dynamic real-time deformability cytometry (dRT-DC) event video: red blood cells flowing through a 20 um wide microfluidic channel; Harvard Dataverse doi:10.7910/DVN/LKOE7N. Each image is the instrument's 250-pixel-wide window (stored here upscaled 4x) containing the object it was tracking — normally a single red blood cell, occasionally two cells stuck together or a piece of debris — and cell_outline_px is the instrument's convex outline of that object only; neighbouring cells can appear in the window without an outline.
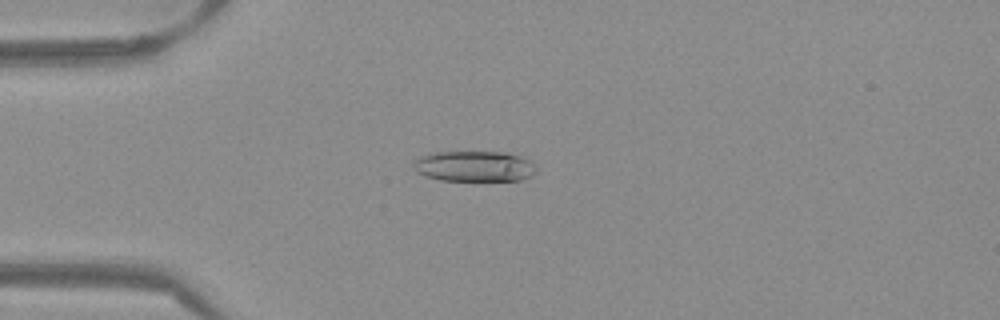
{"species": "Egyptian fruit bat (a non-hibernating species)", "species_latin": "Rousettus aegyptiacus", "temperature_condition": "warm", "stored_images_in_passage": 53, "camera_frame_rate_fps": 3000, "um_per_image_px": 0.085, "frame": {"image": 1, "passage_image": 14, "time_ms": 4.333, "image_size_px": [1000, 320], "cell_outline_px": [[536, 172], [532, 176], [520, 180], [440, 180], [424, 176], [416, 172], [412, 168], [412, 164], [420, 156], [428, 152], [504, 152], [520, 156], [528, 160], [536, 168]], "centroid_in_image_um": [40.26, 14.13], "position_along_channel_um": 44.7, "area_um2": 22.02}}
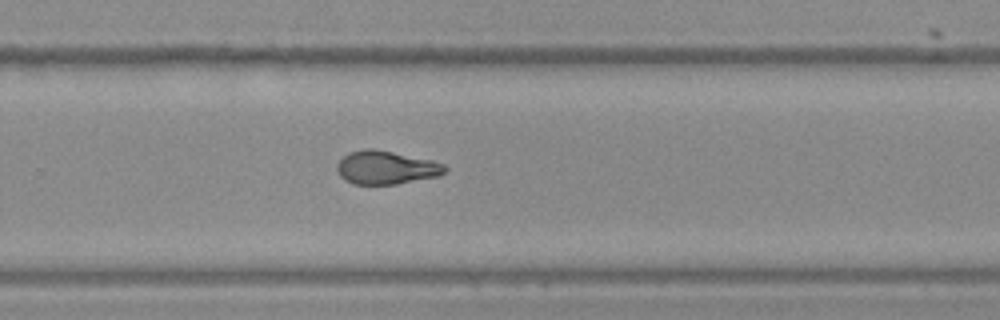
{"frame": {"image": 2, "passage_image": 35, "time_ms": 11.333, "image_size_px": [1000, 320], "cell_outline_px": [[448, 168], [440, 176], [396, 184], [352, 184], [344, 180], [340, 176], [336, 168], [336, 164], [348, 152], [364, 148], [372, 148], [432, 160], [444, 164]], "centroid_in_image_um": [32.8, 14.24], "position_along_channel_um": 297.0, "area_um2": 21.1}}
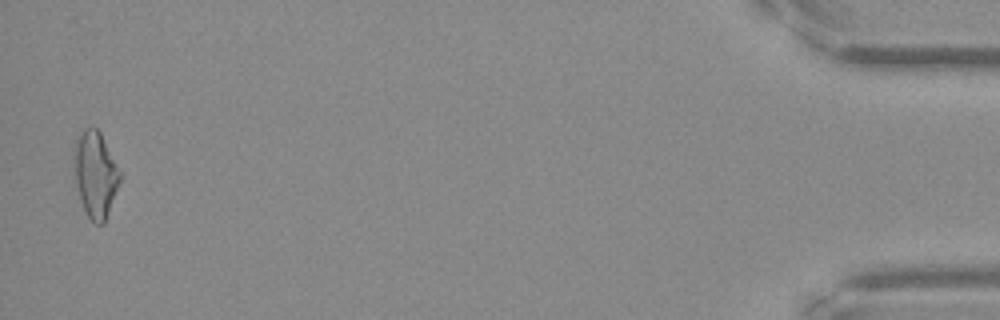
{"frame": {"image": 3, "passage_image": 52, "time_ms": 17.0, "image_size_px": [1000, 320], "cell_outline_px": [[120, 180], [104, 224], [96, 224], [88, 216], [80, 200], [76, 188], [72, 160], [72, 156], [76, 136], [84, 128], [96, 128], [100, 132], [120, 172]], "centroid_in_image_um": [8.05, 14.8], "position_along_channel_um": 427.1, "area_um2": 23.0}, "authors_computed_cell_mechanics": {"area_um2": 21.6172, "velocity_mm_per_s": 3.885, "shape_relaxation_time_tau1_ms": null, "shape_relaxation_time_tau2_ms": 3.3585, "deformation_change_tau1": null, "deformation_change_tau2": 0.1019}}